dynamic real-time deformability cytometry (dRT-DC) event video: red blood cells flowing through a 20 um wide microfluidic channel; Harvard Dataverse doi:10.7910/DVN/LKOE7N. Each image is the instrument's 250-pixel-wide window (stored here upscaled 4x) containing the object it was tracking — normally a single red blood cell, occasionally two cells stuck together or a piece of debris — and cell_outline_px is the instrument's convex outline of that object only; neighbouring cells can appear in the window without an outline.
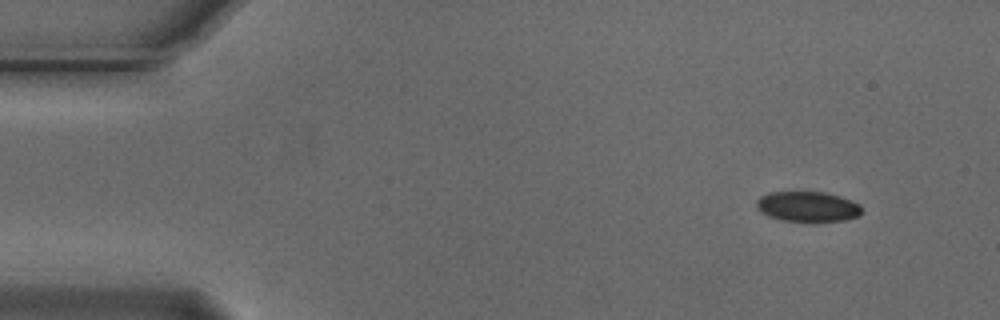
{"species": "Egyptian fruit bat (a non-hibernating species)", "species_latin": "Rousettus aegyptiacus", "temperature_condition": "cold", "stored_images_in_passage": 37, "camera_frame_rate_fps": 3000, "um_per_image_px": 0.085, "animal": {"sex": "male"}, "frame": {"image": 1, "passage_image": 1, "time_ms": 0.0, "image_size_px": [1000, 320], "cell_outline_px": [[860, 216], [844, 220], [784, 220], [768, 216], [756, 208], [756, 200], [760, 196], [768, 192], [824, 192], [840, 196], [852, 200], [860, 204]], "centroid_in_image_um": [68.63, 17.53], "position_along_channel_um": 16.4, "area_um2": 18.26}}
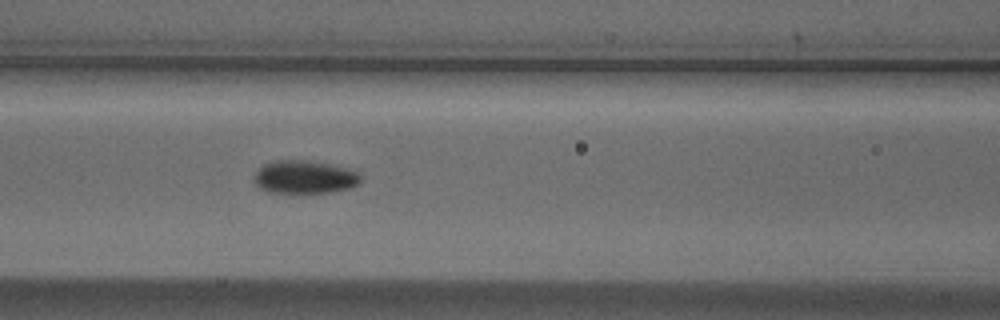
{"frame": {"image": 2, "passage_image": 19, "time_ms": 6.0, "image_size_px": [1000, 320], "cell_outline_px": [[360, 180], [352, 188], [328, 192], [268, 192], [260, 188], [256, 184], [256, 172], [264, 164], [276, 160], [308, 160], [348, 168], [356, 172], [360, 176]], "centroid_in_image_um": [25.89, 15.04], "position_along_channel_um": 140.7, "area_um2": 20.17}}
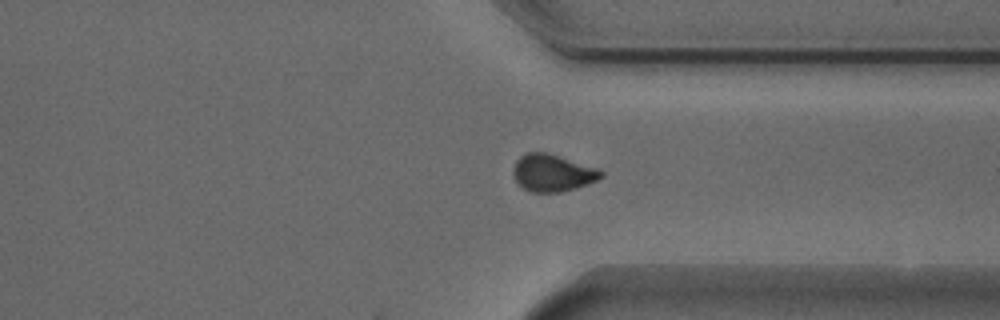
{"frame": {"image": 3, "passage_image": 37, "time_ms": 12.0, "image_size_px": [1000, 320], "cell_outline_px": [[604, 176], [588, 184], [576, 188], [560, 192], [532, 192], [524, 188], [516, 180], [512, 172], [512, 168], [516, 160], [524, 152], [544, 152], [596, 168], [604, 172]], "centroid_in_image_um": [46.94, 14.7], "position_along_channel_um": 364.5, "area_um2": 18.79}, "authors_computed_cell_mechanics": {"area_um2": 20.1722, "velocity_mm_per_s": 3.7343, "shape_relaxation_time_tau1_ms": 2.5549, "shape_relaxation_time_tau2_ms": 2.7935, "deformation_change_tau1": 0.0821, "deformation_change_tau2": 0.0442}}